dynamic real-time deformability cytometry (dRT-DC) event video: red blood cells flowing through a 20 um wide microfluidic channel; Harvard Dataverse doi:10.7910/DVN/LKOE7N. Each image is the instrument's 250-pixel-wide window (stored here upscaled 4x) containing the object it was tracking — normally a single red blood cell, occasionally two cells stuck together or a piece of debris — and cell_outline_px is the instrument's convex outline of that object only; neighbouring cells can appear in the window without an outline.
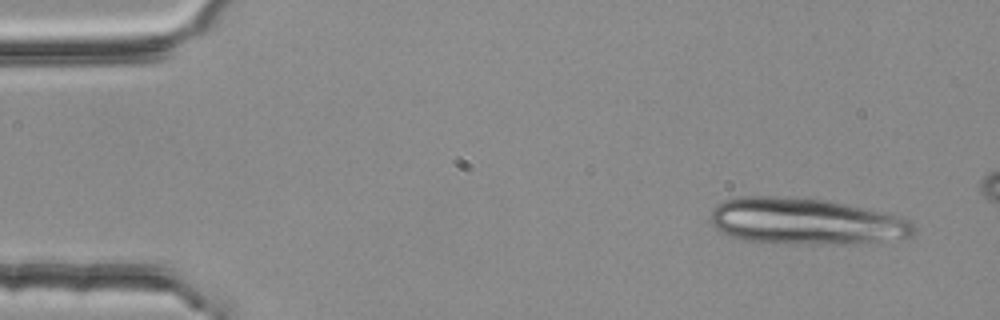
{"species": "common noctule bat (a hibernating species)", "species_latin": "Nyctalus noctula", "temperature_condition": "room temperature", "stored_images_in_passage": 4, "camera_frame_rate_fps": 3000, "um_per_image_px": 0.085, "animal": {"sex": "female", "body_mass_g": 25.1}, "frame": {"image": 1, "passage_image": 1, "time_ms": 0.0, "image_size_px": [1000, 320], "cell_outline_px": [[916, 232], [912, 236], [852, 244], [836, 244], [744, 240], [732, 236], [716, 228], [712, 224], [712, 208], [716, 204], [724, 200], [740, 196], [776, 196], [824, 200], [908, 216], [916, 224]], "centroid_in_image_um": [68.58, 18.79], "position_along_channel_um": 16.4, "area_um2": 54.74}}